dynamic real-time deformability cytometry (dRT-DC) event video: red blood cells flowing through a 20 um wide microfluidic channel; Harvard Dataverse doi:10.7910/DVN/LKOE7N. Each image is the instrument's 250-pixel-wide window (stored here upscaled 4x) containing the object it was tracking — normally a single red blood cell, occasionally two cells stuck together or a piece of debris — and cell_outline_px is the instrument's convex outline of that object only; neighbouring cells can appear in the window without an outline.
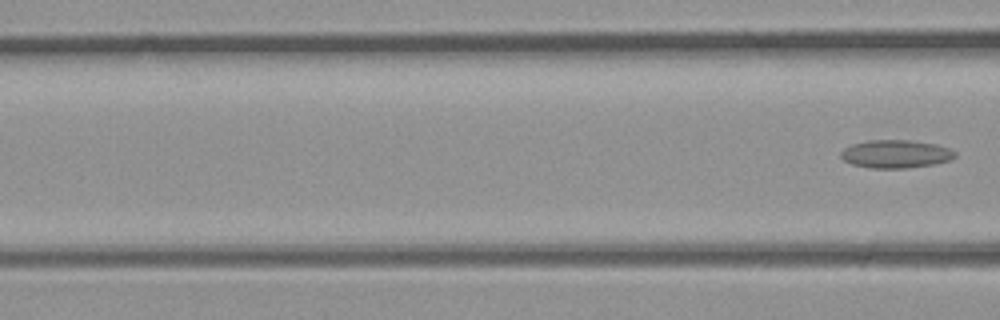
{"species": "common noctule bat (a hibernating species)", "species_latin": "Nyctalus noctula", "temperature_condition": "room temperature", "stored_images_in_passage": 6, "camera_frame_rate_fps": 3000, "um_per_image_px": 0.085, "animal": {"sex": "male", "body_mass_g": 23.1, "forearm_length_mm": 52.7}, "frame": {"image": 1, "passage_image": 6, "time_ms": 1.667, "image_size_px": [1000, 320], "cell_outline_px": [[956, 156], [948, 160], [932, 164], [904, 168], [872, 168], [852, 164], [844, 160], [840, 156], [840, 152], [844, 148], [852, 144], [868, 140], [908, 140], [936, 144], [948, 148], [956, 152]], "centroid_in_image_um": [76.1, 13.08], "position_along_channel_um": 90.5, "area_um2": 18.5}}